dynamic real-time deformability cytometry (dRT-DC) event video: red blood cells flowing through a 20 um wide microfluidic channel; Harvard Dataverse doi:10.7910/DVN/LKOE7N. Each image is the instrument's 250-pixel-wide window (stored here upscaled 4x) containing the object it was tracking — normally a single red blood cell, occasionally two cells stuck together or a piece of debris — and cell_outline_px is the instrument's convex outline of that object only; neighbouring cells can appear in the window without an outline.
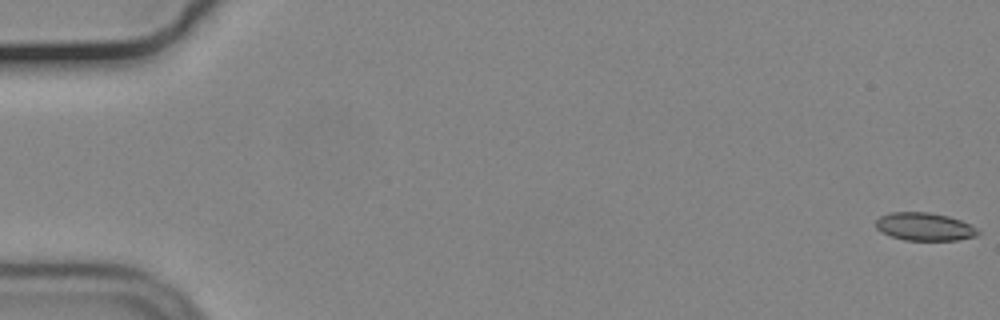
{"species": "common noctule bat (a hibernating species)", "species_latin": "Nyctalus noctula", "temperature_condition": "cold", "stored_images_in_passage": 56, "camera_frame_rate_fps": 3000, "um_per_image_px": 0.085, "animal": {"sex": "male", "body_mass_g": 19.2, "forearm_length_mm": 51.8}, "frame": {"image": 1, "passage_image": 1, "time_ms": 0.0, "image_size_px": [1000, 320], "cell_outline_px": [[980, 232], [976, 236], [956, 240], [904, 240], [880, 232], [876, 228], [876, 220], [880, 216], [892, 212], [928, 212], [948, 216], [960, 220], [976, 228]], "centroid_in_image_um": [78.56, 19.27], "position_along_channel_um": 6.4, "area_um2": 16.53}}
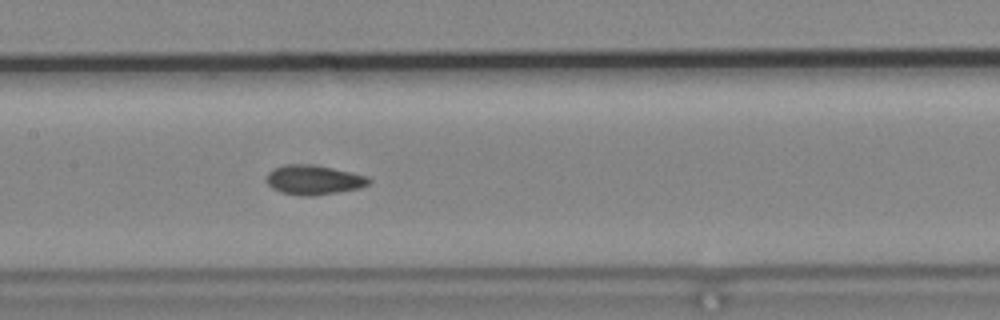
{"frame": {"image": 2, "passage_image": 28, "time_ms": 9.0, "image_size_px": [1000, 320], "cell_outline_px": [[372, 180], [368, 184], [360, 188], [336, 192], [280, 192], [272, 188], [264, 180], [268, 172], [272, 168], [284, 164], [312, 164], [332, 168], [368, 176]], "centroid_in_image_um": [26.64, 15.21], "position_along_channel_um": 180.8, "area_um2": 16.82}}
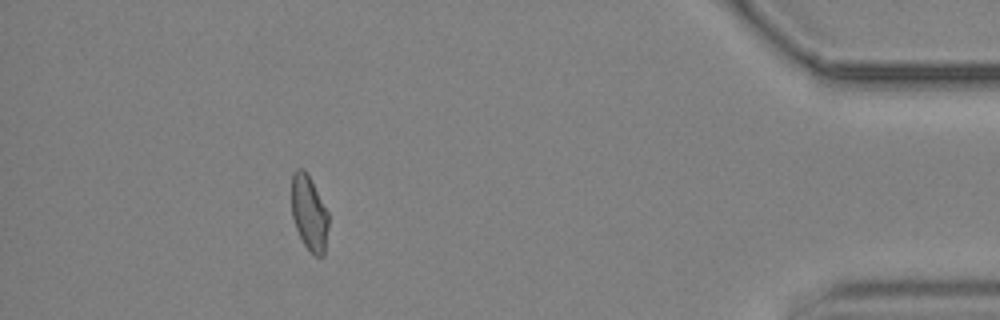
{"frame": {"image": 3, "passage_image": 51, "time_ms": 16.667, "image_size_px": [1000, 320], "cell_outline_px": [[328, 228], [324, 256], [316, 256], [304, 244], [296, 228], [292, 216], [292, 172], [296, 168], [304, 168], [308, 172], [328, 212]], "centroid_in_image_um": [26.28, 18.05], "position_along_channel_um": 408.9, "area_um2": 16.24}, "authors_computed_cell_mechanics": {"area_um2": 16.9932, "velocity_mm_per_s": 3.6977, "shape_relaxation_time_tau1_ms": null, "shape_relaxation_time_tau2_ms": 3.5625, "deformation_change_tau1": null, "deformation_change_tau2": 0.0784}}